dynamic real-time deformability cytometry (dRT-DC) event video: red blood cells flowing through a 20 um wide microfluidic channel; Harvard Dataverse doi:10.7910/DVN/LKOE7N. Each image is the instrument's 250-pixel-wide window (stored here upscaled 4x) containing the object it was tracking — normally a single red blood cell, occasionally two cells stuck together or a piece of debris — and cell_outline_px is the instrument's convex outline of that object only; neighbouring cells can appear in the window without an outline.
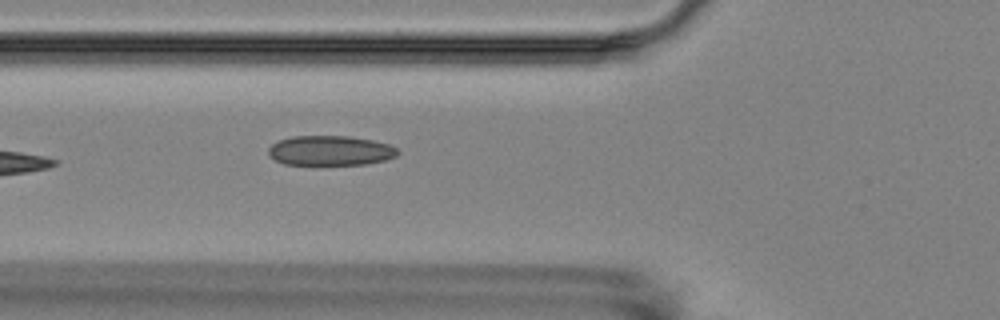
{"species": "Egyptian fruit bat (a non-hibernating species)", "species_latin": "Rousettus aegyptiacus", "temperature_condition": "room temperature", "stored_images_in_passage": 6, "camera_frame_rate_fps": 3000, "um_per_image_px": 0.085, "animal": {"sex": "female"}, "frame": {"image": 1, "passage_image": 6, "time_ms": 6.667, "image_size_px": [1000, 320], "cell_outline_px": [[400, 152], [396, 156], [384, 160], [364, 164], [284, 164], [268, 156], [268, 148], [272, 144], [280, 140], [292, 136], [348, 136], [372, 140], [388, 144], [396, 148]], "centroid_in_image_um": [28.06, 12.79], "position_along_channel_um": 97.7, "area_um2": 22.31}}